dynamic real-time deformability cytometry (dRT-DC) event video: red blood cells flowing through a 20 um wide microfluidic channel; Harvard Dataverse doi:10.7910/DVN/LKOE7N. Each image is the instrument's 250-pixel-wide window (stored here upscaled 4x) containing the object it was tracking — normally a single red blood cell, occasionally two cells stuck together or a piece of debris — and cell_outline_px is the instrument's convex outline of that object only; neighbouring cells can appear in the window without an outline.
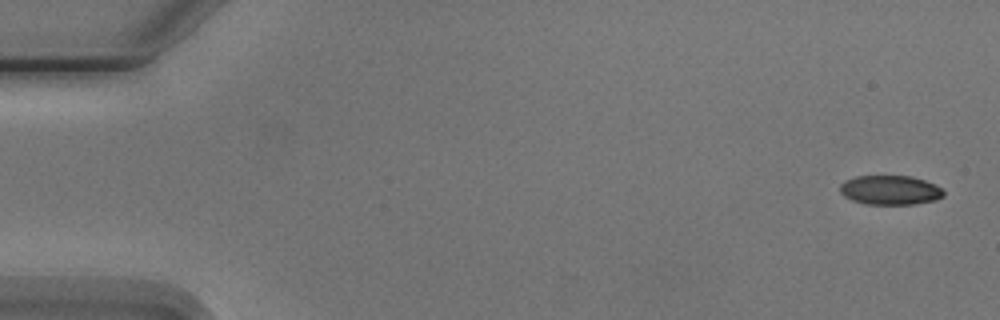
{"species": "Egyptian fruit bat (a non-hibernating species)", "species_latin": "Rousettus aegyptiacus", "temperature_condition": "cold", "stored_images_in_passage": 5, "camera_frame_rate_fps": 3000, "um_per_image_px": 0.085, "animal": {"sex": "male"}, "frame": {"image": 1, "passage_image": 1, "time_ms": 0.0, "image_size_px": [1000, 320], "cell_outline_px": [[944, 196], [936, 200], [912, 204], [868, 204], [852, 200], [844, 196], [840, 192], [840, 184], [844, 180], [856, 176], [912, 176], [936, 184], [944, 188]], "centroid_in_image_um": [75.69, 16.15], "position_along_channel_um": 9.3, "area_um2": 17.86}}
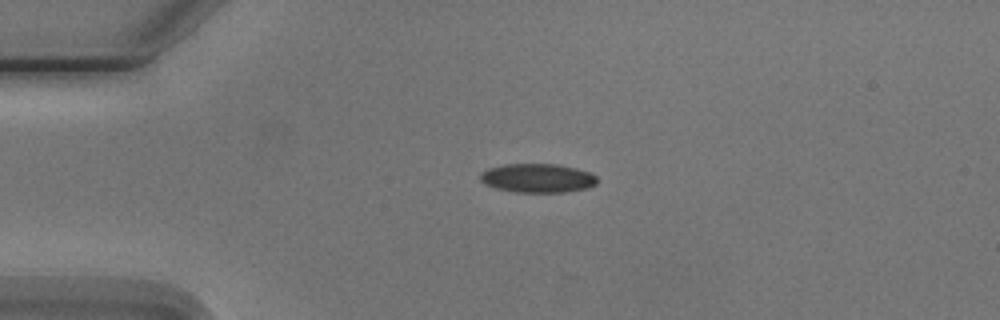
{"frame": {"image": 2, "passage_image": 4, "time_ms": 3.667, "image_size_px": [1000, 320], "cell_outline_px": [[596, 184], [584, 188], [564, 192], [516, 192], [496, 188], [484, 184], [480, 180], [480, 172], [488, 168], [500, 164], [560, 164], [576, 168], [588, 172], [596, 176]], "centroid_in_image_um": [45.63, 15.12], "position_along_channel_um": 39.4, "area_um2": 19.71}}